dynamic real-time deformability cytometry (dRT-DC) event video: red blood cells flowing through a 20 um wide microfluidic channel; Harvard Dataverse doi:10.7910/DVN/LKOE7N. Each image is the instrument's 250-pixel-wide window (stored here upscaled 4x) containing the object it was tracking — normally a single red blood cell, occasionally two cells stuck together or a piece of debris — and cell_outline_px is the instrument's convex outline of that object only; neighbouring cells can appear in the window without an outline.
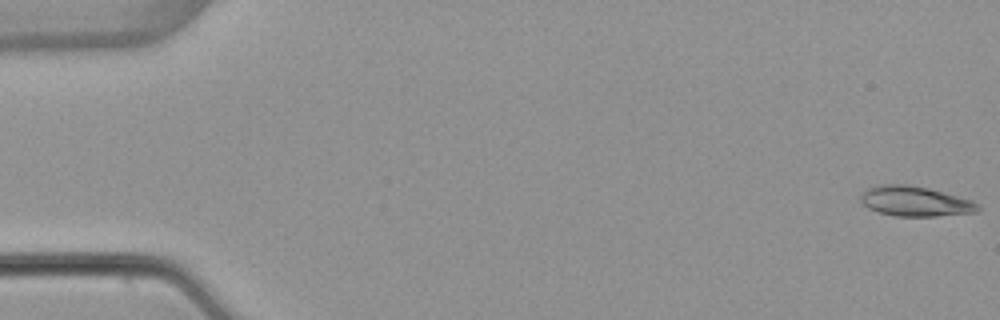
{"species": "common noctule bat (a hibernating species)", "species_latin": "Nyctalus noctula", "temperature_condition": "warm", "stored_images_in_passage": 53, "camera_frame_rate_fps": 3000, "um_per_image_px": 0.085, "animal": {"sex": "female", "body_mass_g": 22.7, "forearm_length_mm": 54.2}, "frame": {"image": 1, "passage_image": 1, "time_ms": 0.0, "image_size_px": [1000, 320], "cell_outline_px": [[980, 208], [976, 212], [936, 216], [892, 216], [868, 208], [860, 200], [860, 196], [868, 188], [876, 184], [908, 184], [928, 188], [972, 200], [980, 204]], "centroid_in_image_um": [77.78, 17.1], "position_along_channel_um": 7.2, "area_um2": 20.52}}
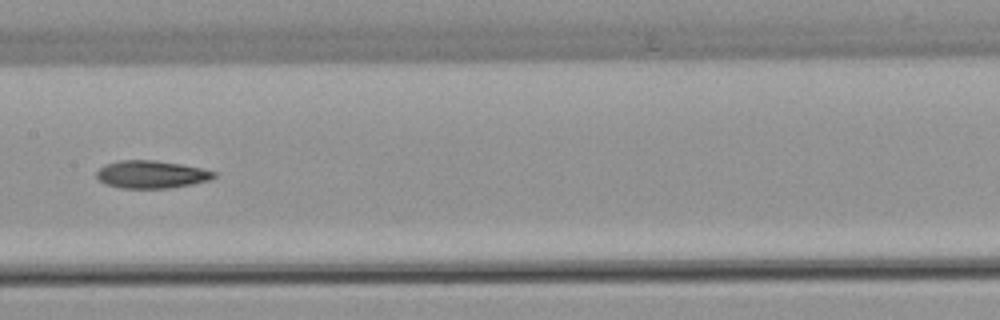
{"frame": {"image": 2, "passage_image": 27, "time_ms": 8.667, "image_size_px": [1000, 320], "cell_outline_px": [[216, 176], [208, 180], [192, 184], [168, 188], [120, 188], [104, 184], [96, 176], [96, 172], [104, 164], [120, 160], [156, 160], [180, 164], [200, 168], [216, 172]], "centroid_in_image_um": [12.83, 14.82], "position_along_channel_um": 194.6, "area_um2": 18.9}}
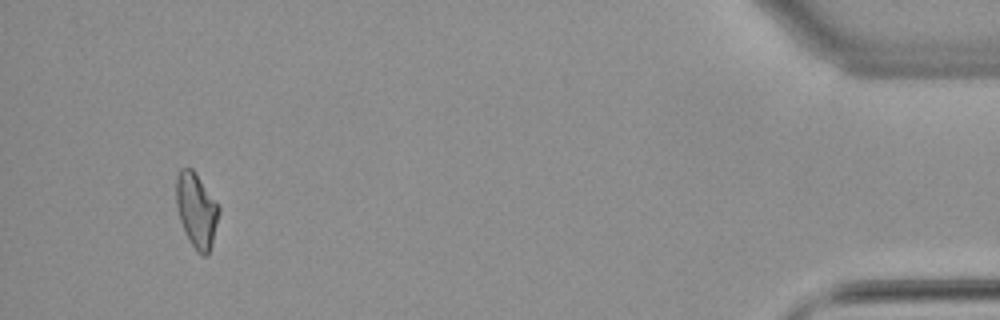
{"frame": {"image": 3, "passage_image": 50, "time_ms": 16.333, "image_size_px": [1000, 320], "cell_outline_px": [[220, 212], [212, 244], [208, 252], [204, 256], [200, 256], [196, 252], [184, 232], [176, 208], [176, 176], [180, 168], [192, 168], [220, 208]], "centroid_in_image_um": [16.68, 17.89], "position_along_channel_um": 418.5, "area_um2": 18.55}, "authors_computed_cell_mechanics": {"area_um2": 19.0162, "velocity_mm_per_s": 3.8957, "shape_relaxation_time_tau1_ms": null, "shape_relaxation_time_tau2_ms": 10.1008, "deformation_change_tau1": null, "deformation_change_tau2": 0.2159}}